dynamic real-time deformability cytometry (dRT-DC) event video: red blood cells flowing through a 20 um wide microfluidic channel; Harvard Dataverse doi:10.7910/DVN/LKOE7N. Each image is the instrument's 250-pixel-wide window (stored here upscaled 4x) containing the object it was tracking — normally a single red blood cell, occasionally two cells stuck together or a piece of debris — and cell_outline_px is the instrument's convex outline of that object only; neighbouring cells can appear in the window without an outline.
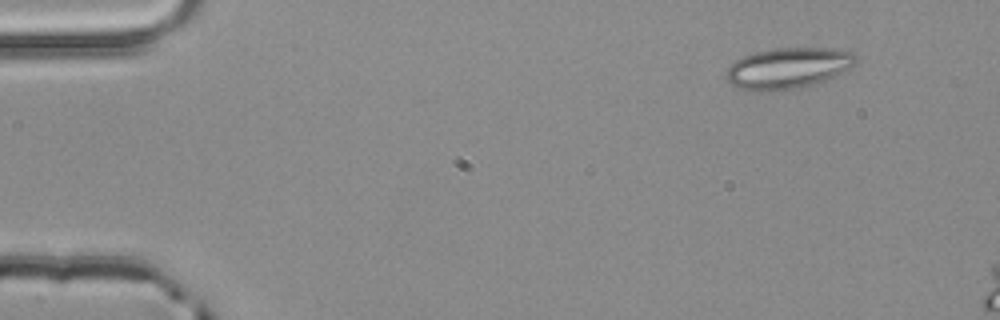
{"species": "common noctule bat (a hibernating species)", "species_latin": "Nyctalus noctula", "temperature_condition": "room temperature", "stored_images_in_passage": 3, "camera_frame_rate_fps": 3000, "um_per_image_px": 0.085, "animal": {"sex": "male", "body_mass_g": 20.4}, "frame": {"image": 1, "passage_image": 1, "time_ms": 0.0, "image_size_px": [1000, 320], "cell_outline_px": [[860, 60], [856, 64], [836, 76], [812, 84], [796, 88], [764, 92], [748, 92], [736, 88], [724, 76], [728, 68], [736, 60], [752, 52], [772, 48], [832, 48], [852, 52]], "centroid_in_image_um": [66.96, 5.79], "position_along_channel_um": 18.0, "area_um2": 31.33}}